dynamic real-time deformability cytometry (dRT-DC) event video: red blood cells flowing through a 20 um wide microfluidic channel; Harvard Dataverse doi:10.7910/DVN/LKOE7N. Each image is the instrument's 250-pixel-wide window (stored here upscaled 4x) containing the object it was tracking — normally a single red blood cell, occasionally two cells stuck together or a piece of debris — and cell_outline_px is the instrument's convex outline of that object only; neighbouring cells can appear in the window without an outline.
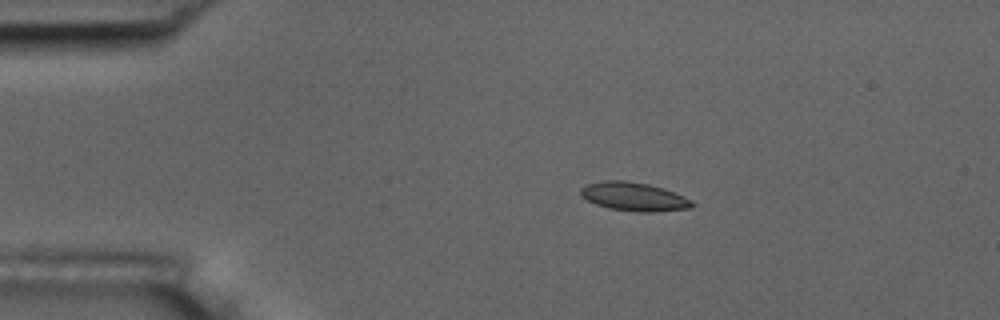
{"species": "common noctule bat (a hibernating species)", "species_latin": "Nyctalus noctula", "temperature_condition": "room temperature", "stored_images_in_passage": 5, "camera_frame_rate_fps": 3000, "um_per_image_px": 0.085, "animal": {"sex": "male", "body_mass_g": 17.5, "forearm_length_mm": 52.3}, "frame": {"image": 1, "passage_image": 3, "time_ms": 2.333, "image_size_px": [1000, 320], "cell_outline_px": [[696, 204], [692, 208], [652, 212], [640, 212], [608, 208], [596, 204], [580, 196], [580, 188], [584, 184], [600, 180], [624, 180], [648, 184], [664, 188], [692, 200]], "centroid_in_image_um": [53.86, 16.7], "position_along_channel_um": 31.1, "area_um2": 18.79}}